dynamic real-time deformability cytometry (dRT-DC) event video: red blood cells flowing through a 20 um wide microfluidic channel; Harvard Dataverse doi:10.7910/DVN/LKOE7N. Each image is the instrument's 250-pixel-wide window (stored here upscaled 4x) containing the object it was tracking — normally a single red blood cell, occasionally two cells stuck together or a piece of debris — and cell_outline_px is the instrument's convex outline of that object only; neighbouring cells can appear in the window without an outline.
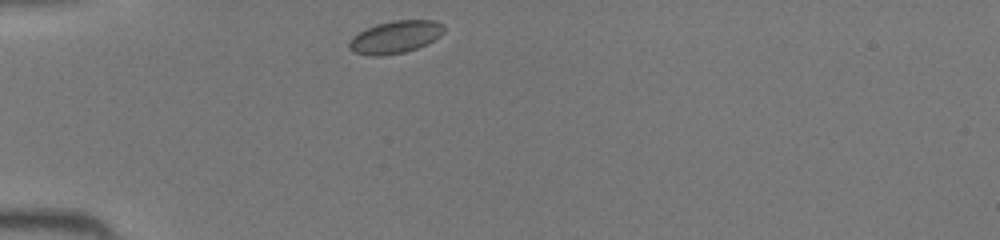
{"species": "common noctule bat (a hibernating species)", "species_latin": "Nyctalus noctula", "temperature_condition": "room temperature", "stored_images_in_passage": 32, "camera_frame_rate_fps": 3000, "um_per_image_px": 0.085, "animal": {"sex": "female", "body_mass_g": 19.5, "forearm_length_mm": 54.1}, "frame": {"image": 1, "passage_image": 1, "time_ms": 0.0, "image_size_px": [1000, 240], "cell_outline_px": [[444, 32], [440, 36], [416, 48], [404, 52], [380, 56], [368, 56], [352, 52], [348, 48], [348, 44], [352, 36], [376, 24], [396, 20], [436, 20], [444, 24]], "centroid_in_image_um": [33.58, 3.15], "position_along_channel_um": 51.4, "area_um2": 17.92}}
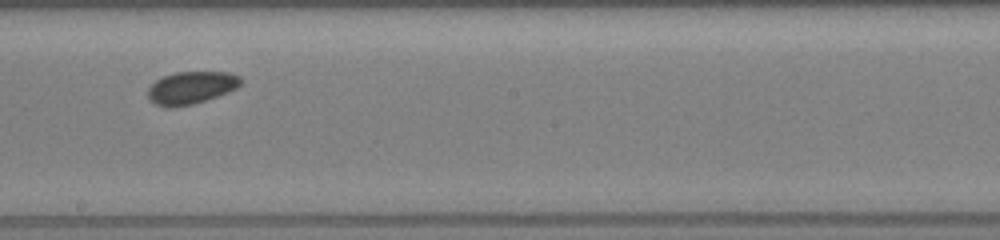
{"frame": {"image": 2, "passage_image": 14, "time_ms": 4.333, "image_size_px": [1000, 240], "cell_outline_px": [[244, 80], [236, 88], [228, 92], [192, 104], [168, 108], [156, 104], [148, 100], [148, 88], [156, 80], [164, 76], [176, 72], [228, 72], [240, 76]], "centroid_in_image_um": [16.24, 7.45], "position_along_channel_um": 232.0, "area_um2": 17.51}}
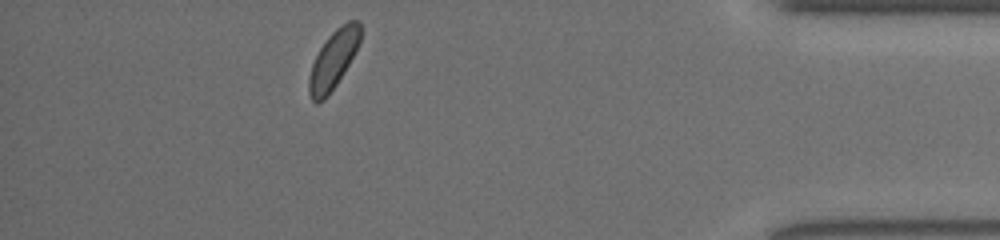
{"frame": {"image": 3, "passage_image": 28, "time_ms": 9.0, "image_size_px": [1000, 240], "cell_outline_px": [[360, 40], [348, 64], [336, 84], [328, 96], [324, 100], [316, 104], [312, 100], [308, 92], [308, 80], [312, 64], [320, 48], [328, 36], [336, 28], [348, 20], [360, 20]], "centroid_in_image_um": [28.31, 5.08], "position_along_channel_um": 406.9, "area_um2": 17.17}}